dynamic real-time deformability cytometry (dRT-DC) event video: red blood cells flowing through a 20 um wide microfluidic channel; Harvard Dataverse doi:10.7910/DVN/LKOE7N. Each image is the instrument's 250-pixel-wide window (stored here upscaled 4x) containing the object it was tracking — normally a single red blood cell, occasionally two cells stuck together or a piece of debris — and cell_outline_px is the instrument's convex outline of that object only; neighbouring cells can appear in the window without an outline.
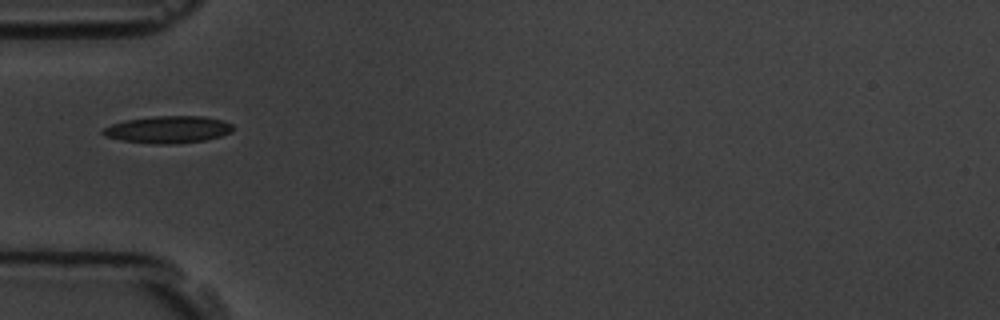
{"species": "common noctule bat (a hibernating species)", "species_latin": "Nyctalus noctula", "temperature_condition": "room temperature", "stored_images_in_passage": 6, "camera_frame_rate_fps": 3000, "um_per_image_px": 0.085, "animal": {"sex": "male", "body_mass_g": 19.5, "forearm_length_mm": 54.6}, "frame": {"image": 1, "passage_image": 6, "time_ms": 5.667, "image_size_px": [1000, 320], "cell_outline_px": [[236, 128], [232, 132], [220, 136], [204, 140], [176, 144], [156, 144], [120, 140], [104, 136], [100, 132], [104, 128], [112, 124], [124, 120], [152, 116], [204, 116], [224, 120], [232, 124]], "centroid_in_image_um": [14.3, 11.0], "position_along_channel_um": 70.7, "area_um2": 20.81}}